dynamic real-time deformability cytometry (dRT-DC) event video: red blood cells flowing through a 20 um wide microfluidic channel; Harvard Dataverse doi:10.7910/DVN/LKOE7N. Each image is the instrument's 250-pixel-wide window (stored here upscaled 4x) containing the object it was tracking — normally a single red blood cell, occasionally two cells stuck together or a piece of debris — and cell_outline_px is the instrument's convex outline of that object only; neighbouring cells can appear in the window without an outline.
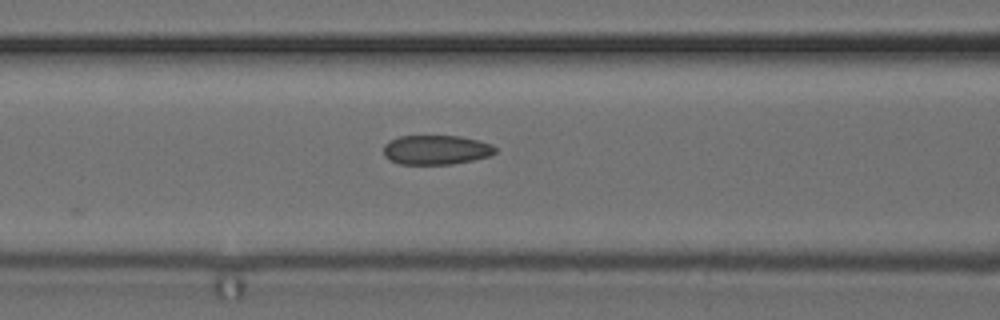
{"species": "common noctule bat (a hibernating species)", "species_latin": "Nyctalus noctula", "temperature_condition": "cold", "stored_images_in_passage": 5, "camera_frame_rate_fps": 3000, "um_per_image_px": 0.085, "animal": {"sex": "female", "body_mass_g": 24.6, "forearm_length_mm": 56.2}, "frame": {"image": 1, "passage_image": 5, "time_ms": 5.0, "image_size_px": [1000, 320], "cell_outline_px": [[496, 152], [492, 156], [452, 164], [400, 164], [384, 156], [384, 144], [388, 140], [400, 136], [460, 136], [492, 144], [496, 148]], "centroid_in_image_um": [37.08, 12.73], "position_along_channel_um": 129.5, "area_um2": 19.19}}